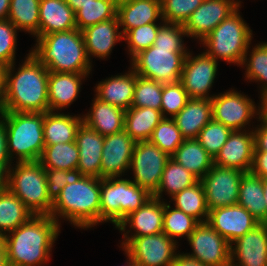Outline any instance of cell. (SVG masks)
<instances>
[{
    "mask_svg": "<svg viewBox=\"0 0 267 266\" xmlns=\"http://www.w3.org/2000/svg\"><path fill=\"white\" fill-rule=\"evenodd\" d=\"M185 36L187 33L182 24L164 22L154 44L135 55L131 59L130 68L140 77L163 84L180 81L189 52L184 44Z\"/></svg>",
    "mask_w": 267,
    "mask_h": 266,
    "instance_id": "1",
    "label": "cell"
},
{
    "mask_svg": "<svg viewBox=\"0 0 267 266\" xmlns=\"http://www.w3.org/2000/svg\"><path fill=\"white\" fill-rule=\"evenodd\" d=\"M25 58L17 72L15 62L5 68L4 111L48 112L49 70L30 51Z\"/></svg>",
    "mask_w": 267,
    "mask_h": 266,
    "instance_id": "2",
    "label": "cell"
},
{
    "mask_svg": "<svg viewBox=\"0 0 267 266\" xmlns=\"http://www.w3.org/2000/svg\"><path fill=\"white\" fill-rule=\"evenodd\" d=\"M60 225L51 216L33 215L5 235L8 266H44L48 263Z\"/></svg>",
    "mask_w": 267,
    "mask_h": 266,
    "instance_id": "3",
    "label": "cell"
},
{
    "mask_svg": "<svg viewBox=\"0 0 267 266\" xmlns=\"http://www.w3.org/2000/svg\"><path fill=\"white\" fill-rule=\"evenodd\" d=\"M49 71L67 73H90V63L82 32L72 29L36 38L30 51Z\"/></svg>",
    "mask_w": 267,
    "mask_h": 266,
    "instance_id": "4",
    "label": "cell"
},
{
    "mask_svg": "<svg viewBox=\"0 0 267 266\" xmlns=\"http://www.w3.org/2000/svg\"><path fill=\"white\" fill-rule=\"evenodd\" d=\"M50 216L58 224L63 218L86 230L100 223V178L82 176L66 184L53 202Z\"/></svg>",
    "mask_w": 267,
    "mask_h": 266,
    "instance_id": "5",
    "label": "cell"
},
{
    "mask_svg": "<svg viewBox=\"0 0 267 266\" xmlns=\"http://www.w3.org/2000/svg\"><path fill=\"white\" fill-rule=\"evenodd\" d=\"M2 121L11 161L14 158H17L16 162L39 161L45 147L44 113L4 111Z\"/></svg>",
    "mask_w": 267,
    "mask_h": 266,
    "instance_id": "6",
    "label": "cell"
},
{
    "mask_svg": "<svg viewBox=\"0 0 267 266\" xmlns=\"http://www.w3.org/2000/svg\"><path fill=\"white\" fill-rule=\"evenodd\" d=\"M239 8L225 18L201 44L207 48L205 52L216 61L220 59L241 66L253 33L240 16Z\"/></svg>",
    "mask_w": 267,
    "mask_h": 266,
    "instance_id": "7",
    "label": "cell"
},
{
    "mask_svg": "<svg viewBox=\"0 0 267 266\" xmlns=\"http://www.w3.org/2000/svg\"><path fill=\"white\" fill-rule=\"evenodd\" d=\"M151 198L146 189L128 178L100 179V223L110 221L116 228L126 216Z\"/></svg>",
    "mask_w": 267,
    "mask_h": 266,
    "instance_id": "8",
    "label": "cell"
},
{
    "mask_svg": "<svg viewBox=\"0 0 267 266\" xmlns=\"http://www.w3.org/2000/svg\"><path fill=\"white\" fill-rule=\"evenodd\" d=\"M8 189L33 215L50 216L53 202L48 197L45 168L39 161L16 162L14 167L11 165Z\"/></svg>",
    "mask_w": 267,
    "mask_h": 266,
    "instance_id": "9",
    "label": "cell"
},
{
    "mask_svg": "<svg viewBox=\"0 0 267 266\" xmlns=\"http://www.w3.org/2000/svg\"><path fill=\"white\" fill-rule=\"evenodd\" d=\"M176 245L178 244L164 232L124 237L121 242L125 255L129 256L136 266H172L177 254Z\"/></svg>",
    "mask_w": 267,
    "mask_h": 266,
    "instance_id": "10",
    "label": "cell"
},
{
    "mask_svg": "<svg viewBox=\"0 0 267 266\" xmlns=\"http://www.w3.org/2000/svg\"><path fill=\"white\" fill-rule=\"evenodd\" d=\"M170 158L149 140L136 142L130 166L134 173L131 181L153 195L159 187L162 173Z\"/></svg>",
    "mask_w": 267,
    "mask_h": 266,
    "instance_id": "11",
    "label": "cell"
},
{
    "mask_svg": "<svg viewBox=\"0 0 267 266\" xmlns=\"http://www.w3.org/2000/svg\"><path fill=\"white\" fill-rule=\"evenodd\" d=\"M212 102V119L234 130H245L252 118L259 116L255 102L249 96L234 89L214 95Z\"/></svg>",
    "mask_w": 267,
    "mask_h": 266,
    "instance_id": "12",
    "label": "cell"
},
{
    "mask_svg": "<svg viewBox=\"0 0 267 266\" xmlns=\"http://www.w3.org/2000/svg\"><path fill=\"white\" fill-rule=\"evenodd\" d=\"M244 173L237 169L213 165L200 180L209 211L238 204L240 181Z\"/></svg>",
    "mask_w": 267,
    "mask_h": 266,
    "instance_id": "13",
    "label": "cell"
},
{
    "mask_svg": "<svg viewBox=\"0 0 267 266\" xmlns=\"http://www.w3.org/2000/svg\"><path fill=\"white\" fill-rule=\"evenodd\" d=\"M193 252L186 255L206 266H224L231 262V244L207 222L199 223L187 239Z\"/></svg>",
    "mask_w": 267,
    "mask_h": 266,
    "instance_id": "14",
    "label": "cell"
},
{
    "mask_svg": "<svg viewBox=\"0 0 267 266\" xmlns=\"http://www.w3.org/2000/svg\"><path fill=\"white\" fill-rule=\"evenodd\" d=\"M192 55L190 51L186 55L180 82L189 98L211 99L214 94L209 96V91L217 76L218 62L204 51Z\"/></svg>",
    "mask_w": 267,
    "mask_h": 266,
    "instance_id": "15",
    "label": "cell"
},
{
    "mask_svg": "<svg viewBox=\"0 0 267 266\" xmlns=\"http://www.w3.org/2000/svg\"><path fill=\"white\" fill-rule=\"evenodd\" d=\"M239 6V0H204L183 24L187 37L201 42Z\"/></svg>",
    "mask_w": 267,
    "mask_h": 266,
    "instance_id": "16",
    "label": "cell"
},
{
    "mask_svg": "<svg viewBox=\"0 0 267 266\" xmlns=\"http://www.w3.org/2000/svg\"><path fill=\"white\" fill-rule=\"evenodd\" d=\"M135 144L136 141L125 130L105 136L100 179L124 176L130 170Z\"/></svg>",
    "mask_w": 267,
    "mask_h": 266,
    "instance_id": "17",
    "label": "cell"
},
{
    "mask_svg": "<svg viewBox=\"0 0 267 266\" xmlns=\"http://www.w3.org/2000/svg\"><path fill=\"white\" fill-rule=\"evenodd\" d=\"M207 223L231 244L260 222L246 208L234 204L210 210Z\"/></svg>",
    "mask_w": 267,
    "mask_h": 266,
    "instance_id": "18",
    "label": "cell"
},
{
    "mask_svg": "<svg viewBox=\"0 0 267 266\" xmlns=\"http://www.w3.org/2000/svg\"><path fill=\"white\" fill-rule=\"evenodd\" d=\"M251 130L245 128V130L232 131L214 158V164L242 172H250L255 149L253 129Z\"/></svg>",
    "mask_w": 267,
    "mask_h": 266,
    "instance_id": "19",
    "label": "cell"
},
{
    "mask_svg": "<svg viewBox=\"0 0 267 266\" xmlns=\"http://www.w3.org/2000/svg\"><path fill=\"white\" fill-rule=\"evenodd\" d=\"M230 246L235 266H267V223H259Z\"/></svg>",
    "mask_w": 267,
    "mask_h": 266,
    "instance_id": "20",
    "label": "cell"
},
{
    "mask_svg": "<svg viewBox=\"0 0 267 266\" xmlns=\"http://www.w3.org/2000/svg\"><path fill=\"white\" fill-rule=\"evenodd\" d=\"M164 201L152 197L139 209L126 216L116 227L123 237H139L163 232ZM126 226L130 230H126ZM134 230V233H130ZM130 233V236H129Z\"/></svg>",
    "mask_w": 267,
    "mask_h": 266,
    "instance_id": "21",
    "label": "cell"
},
{
    "mask_svg": "<svg viewBox=\"0 0 267 266\" xmlns=\"http://www.w3.org/2000/svg\"><path fill=\"white\" fill-rule=\"evenodd\" d=\"M118 17L104 22H99L82 30L87 57L92 64L91 56L105 59L118 41L123 40V34L119 31Z\"/></svg>",
    "mask_w": 267,
    "mask_h": 266,
    "instance_id": "22",
    "label": "cell"
},
{
    "mask_svg": "<svg viewBox=\"0 0 267 266\" xmlns=\"http://www.w3.org/2000/svg\"><path fill=\"white\" fill-rule=\"evenodd\" d=\"M75 143L79 149L77 169L83 176L100 178L104 136L82 123L76 133Z\"/></svg>",
    "mask_w": 267,
    "mask_h": 266,
    "instance_id": "23",
    "label": "cell"
},
{
    "mask_svg": "<svg viewBox=\"0 0 267 266\" xmlns=\"http://www.w3.org/2000/svg\"><path fill=\"white\" fill-rule=\"evenodd\" d=\"M90 73H67L49 71L48 101L49 111L58 112L69 107L77 99L82 80Z\"/></svg>",
    "mask_w": 267,
    "mask_h": 266,
    "instance_id": "24",
    "label": "cell"
},
{
    "mask_svg": "<svg viewBox=\"0 0 267 266\" xmlns=\"http://www.w3.org/2000/svg\"><path fill=\"white\" fill-rule=\"evenodd\" d=\"M137 74L131 68L128 73L111 76L96 84L95 96L126 111L132 106Z\"/></svg>",
    "mask_w": 267,
    "mask_h": 266,
    "instance_id": "25",
    "label": "cell"
},
{
    "mask_svg": "<svg viewBox=\"0 0 267 266\" xmlns=\"http://www.w3.org/2000/svg\"><path fill=\"white\" fill-rule=\"evenodd\" d=\"M76 28L75 12L66 0H40L39 37Z\"/></svg>",
    "mask_w": 267,
    "mask_h": 266,
    "instance_id": "26",
    "label": "cell"
},
{
    "mask_svg": "<svg viewBox=\"0 0 267 266\" xmlns=\"http://www.w3.org/2000/svg\"><path fill=\"white\" fill-rule=\"evenodd\" d=\"M173 119L184 139H196L201 129L212 119L211 99L189 98Z\"/></svg>",
    "mask_w": 267,
    "mask_h": 266,
    "instance_id": "27",
    "label": "cell"
},
{
    "mask_svg": "<svg viewBox=\"0 0 267 266\" xmlns=\"http://www.w3.org/2000/svg\"><path fill=\"white\" fill-rule=\"evenodd\" d=\"M91 110L82 115L83 123L102 136H108L124 130L125 111L98 99L92 100Z\"/></svg>",
    "mask_w": 267,
    "mask_h": 266,
    "instance_id": "28",
    "label": "cell"
},
{
    "mask_svg": "<svg viewBox=\"0 0 267 266\" xmlns=\"http://www.w3.org/2000/svg\"><path fill=\"white\" fill-rule=\"evenodd\" d=\"M117 17L123 36L133 28L163 21L161 0H132L117 8Z\"/></svg>",
    "mask_w": 267,
    "mask_h": 266,
    "instance_id": "29",
    "label": "cell"
},
{
    "mask_svg": "<svg viewBox=\"0 0 267 266\" xmlns=\"http://www.w3.org/2000/svg\"><path fill=\"white\" fill-rule=\"evenodd\" d=\"M83 123L82 116L58 112H45L43 135L45 145L75 142L76 133Z\"/></svg>",
    "mask_w": 267,
    "mask_h": 266,
    "instance_id": "30",
    "label": "cell"
},
{
    "mask_svg": "<svg viewBox=\"0 0 267 266\" xmlns=\"http://www.w3.org/2000/svg\"><path fill=\"white\" fill-rule=\"evenodd\" d=\"M171 158L199 180L214 165V158L207 153L197 139H184Z\"/></svg>",
    "mask_w": 267,
    "mask_h": 266,
    "instance_id": "31",
    "label": "cell"
},
{
    "mask_svg": "<svg viewBox=\"0 0 267 266\" xmlns=\"http://www.w3.org/2000/svg\"><path fill=\"white\" fill-rule=\"evenodd\" d=\"M163 119L160 110L130 107L125 111L124 130L136 142L148 141L155 127Z\"/></svg>",
    "mask_w": 267,
    "mask_h": 266,
    "instance_id": "32",
    "label": "cell"
},
{
    "mask_svg": "<svg viewBox=\"0 0 267 266\" xmlns=\"http://www.w3.org/2000/svg\"><path fill=\"white\" fill-rule=\"evenodd\" d=\"M238 204L246 208L260 223H266V207L261 177L245 172L240 181Z\"/></svg>",
    "mask_w": 267,
    "mask_h": 266,
    "instance_id": "33",
    "label": "cell"
},
{
    "mask_svg": "<svg viewBox=\"0 0 267 266\" xmlns=\"http://www.w3.org/2000/svg\"><path fill=\"white\" fill-rule=\"evenodd\" d=\"M33 213L9 189L0 191V234L5 236L27 222Z\"/></svg>",
    "mask_w": 267,
    "mask_h": 266,
    "instance_id": "34",
    "label": "cell"
},
{
    "mask_svg": "<svg viewBox=\"0 0 267 266\" xmlns=\"http://www.w3.org/2000/svg\"><path fill=\"white\" fill-rule=\"evenodd\" d=\"M199 179L186 170L183 166L170 158L162 173L161 181L157 191L152 197L163 200L162 194L165 192L170 197L183 189L197 183Z\"/></svg>",
    "mask_w": 267,
    "mask_h": 266,
    "instance_id": "35",
    "label": "cell"
},
{
    "mask_svg": "<svg viewBox=\"0 0 267 266\" xmlns=\"http://www.w3.org/2000/svg\"><path fill=\"white\" fill-rule=\"evenodd\" d=\"M174 207L195 218L199 223L207 222L209 210L203 185L199 180L192 186L183 189L171 197Z\"/></svg>",
    "mask_w": 267,
    "mask_h": 266,
    "instance_id": "36",
    "label": "cell"
},
{
    "mask_svg": "<svg viewBox=\"0 0 267 266\" xmlns=\"http://www.w3.org/2000/svg\"><path fill=\"white\" fill-rule=\"evenodd\" d=\"M40 0H10L8 20L19 30L39 38Z\"/></svg>",
    "mask_w": 267,
    "mask_h": 266,
    "instance_id": "37",
    "label": "cell"
},
{
    "mask_svg": "<svg viewBox=\"0 0 267 266\" xmlns=\"http://www.w3.org/2000/svg\"><path fill=\"white\" fill-rule=\"evenodd\" d=\"M79 149L75 142L45 145L39 162L45 169L74 170L78 167Z\"/></svg>",
    "mask_w": 267,
    "mask_h": 266,
    "instance_id": "38",
    "label": "cell"
},
{
    "mask_svg": "<svg viewBox=\"0 0 267 266\" xmlns=\"http://www.w3.org/2000/svg\"><path fill=\"white\" fill-rule=\"evenodd\" d=\"M199 222L164 201L163 232L176 243L177 238L188 239Z\"/></svg>",
    "mask_w": 267,
    "mask_h": 266,
    "instance_id": "39",
    "label": "cell"
},
{
    "mask_svg": "<svg viewBox=\"0 0 267 266\" xmlns=\"http://www.w3.org/2000/svg\"><path fill=\"white\" fill-rule=\"evenodd\" d=\"M117 17V7L111 0H93L75 13L77 29L85 28Z\"/></svg>",
    "mask_w": 267,
    "mask_h": 266,
    "instance_id": "40",
    "label": "cell"
},
{
    "mask_svg": "<svg viewBox=\"0 0 267 266\" xmlns=\"http://www.w3.org/2000/svg\"><path fill=\"white\" fill-rule=\"evenodd\" d=\"M250 45L244 56L241 67L245 68V78L251 82H259L261 85L260 93L267 91V42L259 43L249 51ZM249 57H248V53Z\"/></svg>",
    "mask_w": 267,
    "mask_h": 266,
    "instance_id": "41",
    "label": "cell"
},
{
    "mask_svg": "<svg viewBox=\"0 0 267 266\" xmlns=\"http://www.w3.org/2000/svg\"><path fill=\"white\" fill-rule=\"evenodd\" d=\"M149 141L171 157L183 143L184 138L174 119L167 117L155 127Z\"/></svg>",
    "mask_w": 267,
    "mask_h": 266,
    "instance_id": "42",
    "label": "cell"
},
{
    "mask_svg": "<svg viewBox=\"0 0 267 266\" xmlns=\"http://www.w3.org/2000/svg\"><path fill=\"white\" fill-rule=\"evenodd\" d=\"M163 83L137 75L131 107H147L161 111Z\"/></svg>",
    "mask_w": 267,
    "mask_h": 266,
    "instance_id": "43",
    "label": "cell"
},
{
    "mask_svg": "<svg viewBox=\"0 0 267 266\" xmlns=\"http://www.w3.org/2000/svg\"><path fill=\"white\" fill-rule=\"evenodd\" d=\"M232 129L211 119L199 132L196 138L207 153L215 158L228 140Z\"/></svg>",
    "mask_w": 267,
    "mask_h": 266,
    "instance_id": "44",
    "label": "cell"
},
{
    "mask_svg": "<svg viewBox=\"0 0 267 266\" xmlns=\"http://www.w3.org/2000/svg\"><path fill=\"white\" fill-rule=\"evenodd\" d=\"M164 21L156 24L148 23L129 30L124 36L123 40L126 41L129 55L131 59L139 52L150 48L156 39L157 32Z\"/></svg>",
    "mask_w": 267,
    "mask_h": 266,
    "instance_id": "45",
    "label": "cell"
},
{
    "mask_svg": "<svg viewBox=\"0 0 267 266\" xmlns=\"http://www.w3.org/2000/svg\"><path fill=\"white\" fill-rule=\"evenodd\" d=\"M189 97L180 81L164 83L162 88L161 114L173 118L186 105Z\"/></svg>",
    "mask_w": 267,
    "mask_h": 266,
    "instance_id": "46",
    "label": "cell"
},
{
    "mask_svg": "<svg viewBox=\"0 0 267 266\" xmlns=\"http://www.w3.org/2000/svg\"><path fill=\"white\" fill-rule=\"evenodd\" d=\"M203 1L204 0H161L163 21L183 25Z\"/></svg>",
    "mask_w": 267,
    "mask_h": 266,
    "instance_id": "47",
    "label": "cell"
},
{
    "mask_svg": "<svg viewBox=\"0 0 267 266\" xmlns=\"http://www.w3.org/2000/svg\"><path fill=\"white\" fill-rule=\"evenodd\" d=\"M18 29L8 20H0V64L5 67L16 60Z\"/></svg>",
    "mask_w": 267,
    "mask_h": 266,
    "instance_id": "48",
    "label": "cell"
},
{
    "mask_svg": "<svg viewBox=\"0 0 267 266\" xmlns=\"http://www.w3.org/2000/svg\"><path fill=\"white\" fill-rule=\"evenodd\" d=\"M45 174L47 179L48 197L52 202L57 199L66 184H72L83 176L78 169L68 171L45 169Z\"/></svg>",
    "mask_w": 267,
    "mask_h": 266,
    "instance_id": "49",
    "label": "cell"
},
{
    "mask_svg": "<svg viewBox=\"0 0 267 266\" xmlns=\"http://www.w3.org/2000/svg\"><path fill=\"white\" fill-rule=\"evenodd\" d=\"M250 172L261 178H267V151H254Z\"/></svg>",
    "mask_w": 267,
    "mask_h": 266,
    "instance_id": "50",
    "label": "cell"
},
{
    "mask_svg": "<svg viewBox=\"0 0 267 266\" xmlns=\"http://www.w3.org/2000/svg\"><path fill=\"white\" fill-rule=\"evenodd\" d=\"M254 151H267V123L261 122L253 130Z\"/></svg>",
    "mask_w": 267,
    "mask_h": 266,
    "instance_id": "51",
    "label": "cell"
},
{
    "mask_svg": "<svg viewBox=\"0 0 267 266\" xmlns=\"http://www.w3.org/2000/svg\"><path fill=\"white\" fill-rule=\"evenodd\" d=\"M0 161H11L7 151V133L4 122H0Z\"/></svg>",
    "mask_w": 267,
    "mask_h": 266,
    "instance_id": "52",
    "label": "cell"
},
{
    "mask_svg": "<svg viewBox=\"0 0 267 266\" xmlns=\"http://www.w3.org/2000/svg\"><path fill=\"white\" fill-rule=\"evenodd\" d=\"M172 266H206L201 264L198 260L191 258L190 256L183 253H177Z\"/></svg>",
    "mask_w": 267,
    "mask_h": 266,
    "instance_id": "53",
    "label": "cell"
},
{
    "mask_svg": "<svg viewBox=\"0 0 267 266\" xmlns=\"http://www.w3.org/2000/svg\"><path fill=\"white\" fill-rule=\"evenodd\" d=\"M11 161H0V191L8 189Z\"/></svg>",
    "mask_w": 267,
    "mask_h": 266,
    "instance_id": "54",
    "label": "cell"
},
{
    "mask_svg": "<svg viewBox=\"0 0 267 266\" xmlns=\"http://www.w3.org/2000/svg\"><path fill=\"white\" fill-rule=\"evenodd\" d=\"M261 99L257 106L259 111V116L256 117L258 121L267 123V91L260 93Z\"/></svg>",
    "mask_w": 267,
    "mask_h": 266,
    "instance_id": "55",
    "label": "cell"
},
{
    "mask_svg": "<svg viewBox=\"0 0 267 266\" xmlns=\"http://www.w3.org/2000/svg\"><path fill=\"white\" fill-rule=\"evenodd\" d=\"M93 2V0H66L69 7L76 13L82 6Z\"/></svg>",
    "mask_w": 267,
    "mask_h": 266,
    "instance_id": "56",
    "label": "cell"
},
{
    "mask_svg": "<svg viewBox=\"0 0 267 266\" xmlns=\"http://www.w3.org/2000/svg\"><path fill=\"white\" fill-rule=\"evenodd\" d=\"M0 266H8L6 251H5V237L0 234Z\"/></svg>",
    "mask_w": 267,
    "mask_h": 266,
    "instance_id": "57",
    "label": "cell"
},
{
    "mask_svg": "<svg viewBox=\"0 0 267 266\" xmlns=\"http://www.w3.org/2000/svg\"><path fill=\"white\" fill-rule=\"evenodd\" d=\"M10 0H0V20L8 18Z\"/></svg>",
    "mask_w": 267,
    "mask_h": 266,
    "instance_id": "58",
    "label": "cell"
},
{
    "mask_svg": "<svg viewBox=\"0 0 267 266\" xmlns=\"http://www.w3.org/2000/svg\"><path fill=\"white\" fill-rule=\"evenodd\" d=\"M5 66L0 64V100H4Z\"/></svg>",
    "mask_w": 267,
    "mask_h": 266,
    "instance_id": "59",
    "label": "cell"
},
{
    "mask_svg": "<svg viewBox=\"0 0 267 266\" xmlns=\"http://www.w3.org/2000/svg\"><path fill=\"white\" fill-rule=\"evenodd\" d=\"M261 182L264 191V202L266 207V223H267V178H261Z\"/></svg>",
    "mask_w": 267,
    "mask_h": 266,
    "instance_id": "60",
    "label": "cell"
},
{
    "mask_svg": "<svg viewBox=\"0 0 267 266\" xmlns=\"http://www.w3.org/2000/svg\"><path fill=\"white\" fill-rule=\"evenodd\" d=\"M114 5L118 8L119 6L121 5H124V4H127V3H130L132 0H111Z\"/></svg>",
    "mask_w": 267,
    "mask_h": 266,
    "instance_id": "61",
    "label": "cell"
},
{
    "mask_svg": "<svg viewBox=\"0 0 267 266\" xmlns=\"http://www.w3.org/2000/svg\"><path fill=\"white\" fill-rule=\"evenodd\" d=\"M4 114L3 100H0V122L2 121Z\"/></svg>",
    "mask_w": 267,
    "mask_h": 266,
    "instance_id": "62",
    "label": "cell"
},
{
    "mask_svg": "<svg viewBox=\"0 0 267 266\" xmlns=\"http://www.w3.org/2000/svg\"><path fill=\"white\" fill-rule=\"evenodd\" d=\"M127 257V264H125V266H136L135 263L132 261V259L129 257V256H126Z\"/></svg>",
    "mask_w": 267,
    "mask_h": 266,
    "instance_id": "63",
    "label": "cell"
},
{
    "mask_svg": "<svg viewBox=\"0 0 267 266\" xmlns=\"http://www.w3.org/2000/svg\"><path fill=\"white\" fill-rule=\"evenodd\" d=\"M224 266H235V265L232 262H230V263H228V264H226Z\"/></svg>",
    "mask_w": 267,
    "mask_h": 266,
    "instance_id": "64",
    "label": "cell"
}]
</instances>
